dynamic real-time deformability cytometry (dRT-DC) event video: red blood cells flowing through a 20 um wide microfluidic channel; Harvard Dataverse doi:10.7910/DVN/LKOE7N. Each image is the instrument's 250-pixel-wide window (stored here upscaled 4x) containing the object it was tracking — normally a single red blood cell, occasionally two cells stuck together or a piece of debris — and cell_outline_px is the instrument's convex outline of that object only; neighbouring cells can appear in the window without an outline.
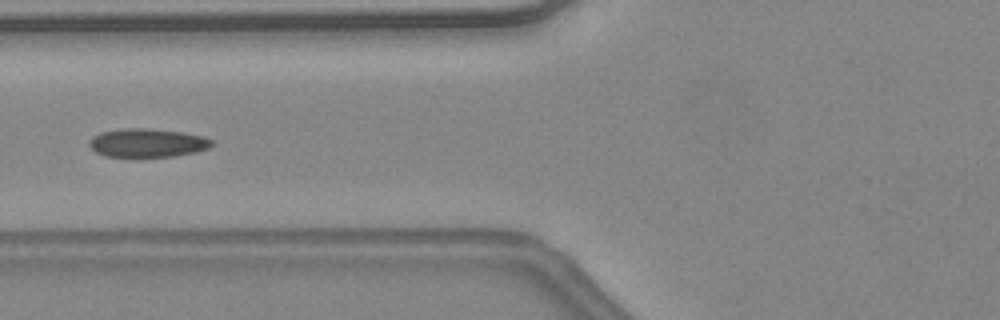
{"species": "common noctule bat (a hibernating species)", "species_latin": "Nyctalus noctula", "temperature_condition": "warm", "stored_images_in_passage": 32, "camera_frame_rate_fps": 3000, "um_per_image_px": 0.085, "animal": {"sex": "female", "body_mass_g": 24.6, "forearm_length_mm": 56.2}, "frame": {"image": 1, "passage_image": 6, "time_ms": 1.667, "image_size_px": [1000, 320], "cell_outline_px": [[216, 144], [208, 148], [196, 152], [172, 156], [104, 156], [96, 152], [88, 144], [88, 140], [92, 136], [100, 132], [128, 128], [144, 128], [180, 132], [204, 136], [212, 140]], "centroid_in_image_um": [12.53, 12.14], "position_along_channel_um": 113.3, "area_um2": 20.29}, "authors_computed_cell_mechanics": {"area_um2": 20.2878, "velocity_mm_per_s": 4.5672, "shape_relaxation_time_tau1_ms": 5.6232, "shape_relaxation_time_tau2_ms": 2.2598, "deformation_change_tau1": 0.1357, "deformation_change_tau2": 0.0847}}